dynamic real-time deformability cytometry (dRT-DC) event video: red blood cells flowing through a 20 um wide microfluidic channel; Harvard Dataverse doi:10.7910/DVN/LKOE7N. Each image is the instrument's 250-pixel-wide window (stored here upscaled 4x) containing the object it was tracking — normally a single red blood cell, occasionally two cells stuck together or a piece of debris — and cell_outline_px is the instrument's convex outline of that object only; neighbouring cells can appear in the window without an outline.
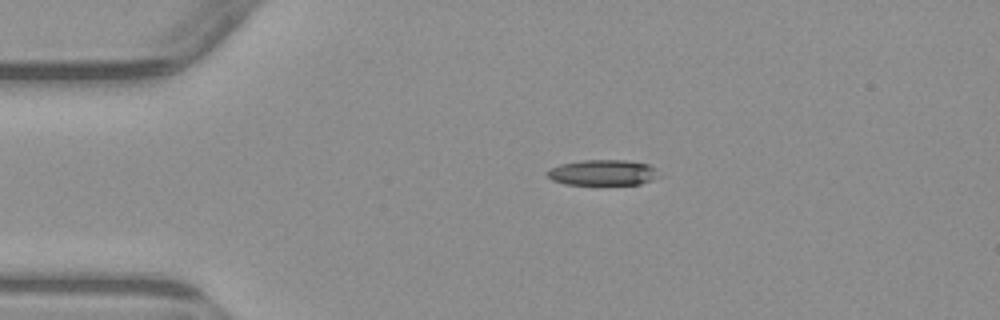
{"species": "common noctule bat (a hibernating species)", "species_latin": "Nyctalus noctula", "temperature_condition": "warm", "stored_images_in_passage": 2, "camera_frame_rate_fps": 3000, "um_per_image_px": 0.085, "animal": {"sex": "male", "body_mass_g": 23.1, "forearm_length_mm": 52.7}, "frame": {"image": 1, "passage_image": 1, "time_ms": 0.0, "image_size_px": [1000, 320], "cell_outline_px": [[660, 176], [640, 184], [564, 184], [552, 180], [548, 176], [548, 168], [560, 164], [580, 160], [624, 160], [648, 164], [656, 168]], "centroid_in_image_um": [51.23, 14.66], "position_along_channel_um": 33.8, "area_um2": 16.65}}